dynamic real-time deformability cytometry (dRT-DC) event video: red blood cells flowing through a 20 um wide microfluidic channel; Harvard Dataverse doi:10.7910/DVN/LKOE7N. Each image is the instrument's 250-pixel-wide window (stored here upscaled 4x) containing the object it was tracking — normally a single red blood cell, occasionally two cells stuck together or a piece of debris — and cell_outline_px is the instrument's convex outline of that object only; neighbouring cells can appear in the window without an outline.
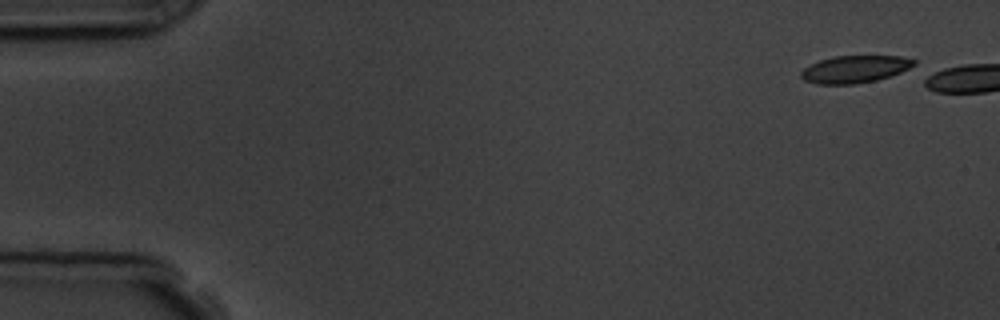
{"species": "common noctule bat (a hibernating species)", "species_latin": "Nyctalus noctula", "temperature_condition": "room temperature", "stored_images_in_passage": 8, "camera_frame_rate_fps": 3000, "um_per_image_px": 0.085, "animal": {"sex": "male", "body_mass_g": 19.5, "forearm_length_mm": 54.6}, "frame": {"image": 1, "passage_image": 1, "time_ms": 0.0, "image_size_px": [1000, 320], "cell_outline_px": [[916, 68], [892, 76], [876, 80], [856, 84], [816, 84], [804, 80], [800, 76], [800, 72], [804, 68], [820, 60], [836, 56], [900, 56], [916, 60]], "centroid_in_image_um": [72.74, 5.89], "position_along_channel_um": 12.3, "area_um2": 18.26}}